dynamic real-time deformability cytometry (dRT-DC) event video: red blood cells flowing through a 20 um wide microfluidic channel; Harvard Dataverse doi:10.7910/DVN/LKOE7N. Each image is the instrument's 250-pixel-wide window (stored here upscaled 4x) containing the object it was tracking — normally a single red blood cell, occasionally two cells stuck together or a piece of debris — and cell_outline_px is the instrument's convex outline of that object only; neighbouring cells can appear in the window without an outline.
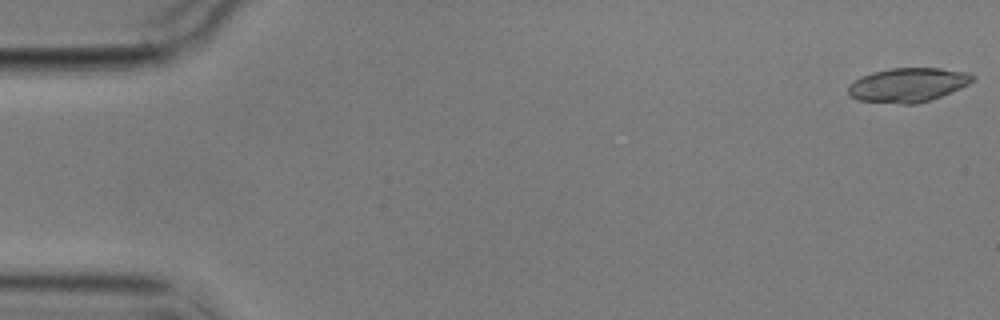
{"species": "common noctule bat (a hibernating species)", "species_latin": "Nyctalus noctula", "temperature_condition": "cold", "stored_images_in_passage": 10, "camera_frame_rate_fps": 3000, "um_per_image_px": 0.085, "animal": {"sex": "male", "body_mass_g": 17.9}, "frame": {"image": 1, "passage_image": 1, "time_ms": 0.0, "image_size_px": [1000, 320], "cell_outline_px": [[976, 76], [968, 84], [960, 88], [940, 96], [916, 104], [900, 104], [856, 100], [848, 96], [848, 88], [856, 80], [872, 72], [888, 68], [940, 68], [968, 72]], "centroid_in_image_um": [77.17, 7.22], "position_along_channel_um": 7.8, "area_um2": 24.62}}
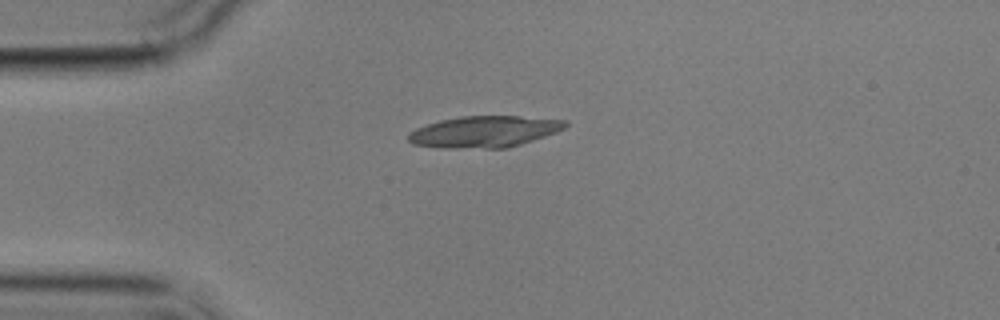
{"frame": {"image": 2, "passage_image": 4, "time_ms": 4.333, "image_size_px": [1000, 320], "cell_outline_px": [[568, 124], [564, 128], [556, 132], [508, 148], [444, 148], [412, 144], [408, 140], [408, 132], [416, 128], [440, 120], [460, 116], [520, 116], [568, 120]], "centroid_in_image_um": [41.15, 11.19], "position_along_channel_um": 43.8, "area_um2": 28.73}}
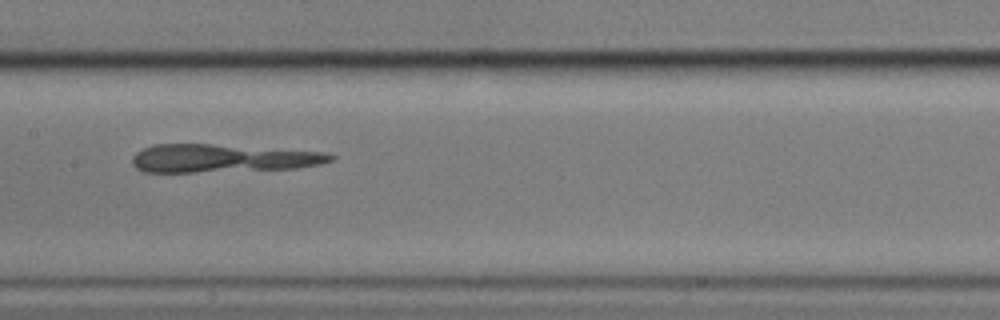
{"frame": {"image": 3, "passage_image": 8, "time_ms": 9.0, "image_size_px": [1000, 320], "cell_outline_px": [[336, 156], [332, 160], [320, 164], [296, 168], [196, 172], [144, 172], [136, 168], [132, 164], [132, 156], [136, 152], [152, 144], [212, 144], [324, 152]], "centroid_in_image_um": [18.85, 13.45], "position_along_channel_um": 188.5, "area_um2": 32.37}}